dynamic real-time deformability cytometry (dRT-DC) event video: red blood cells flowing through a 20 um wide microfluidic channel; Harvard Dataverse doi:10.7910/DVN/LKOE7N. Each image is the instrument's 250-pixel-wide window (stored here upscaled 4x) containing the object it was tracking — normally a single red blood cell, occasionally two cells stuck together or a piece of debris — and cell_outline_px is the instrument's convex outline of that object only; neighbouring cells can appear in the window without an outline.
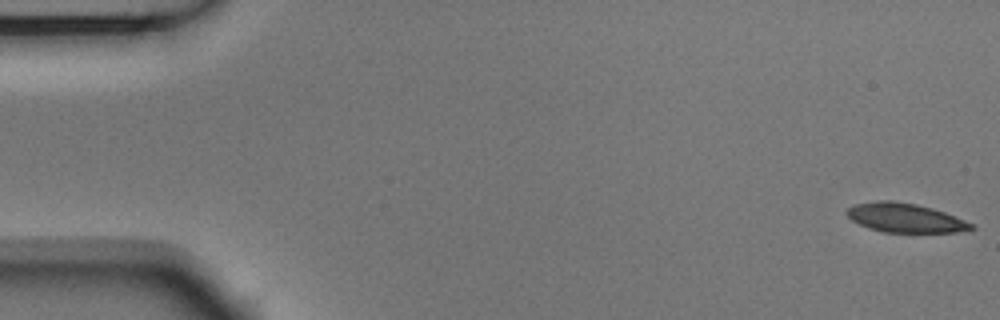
{"species": "Egyptian fruit bat (a non-hibernating species)", "species_latin": "Rousettus aegyptiacus", "temperature_condition": "room temperature", "stored_images_in_passage": 54, "camera_frame_rate_fps": 3000, "um_per_image_px": 0.085, "animal": {"sex": "male"}, "frame": {"image": 1, "passage_image": 1, "time_ms": 0.0, "image_size_px": [1000, 320], "cell_outline_px": [[976, 228], [956, 232], [884, 232], [868, 228], [852, 220], [844, 212], [852, 204], [876, 200], [892, 200], [916, 204], [932, 208], [944, 212], [976, 224]], "centroid_in_image_um": [76.92, 18.5], "position_along_channel_um": 8.1, "area_um2": 21.27}}
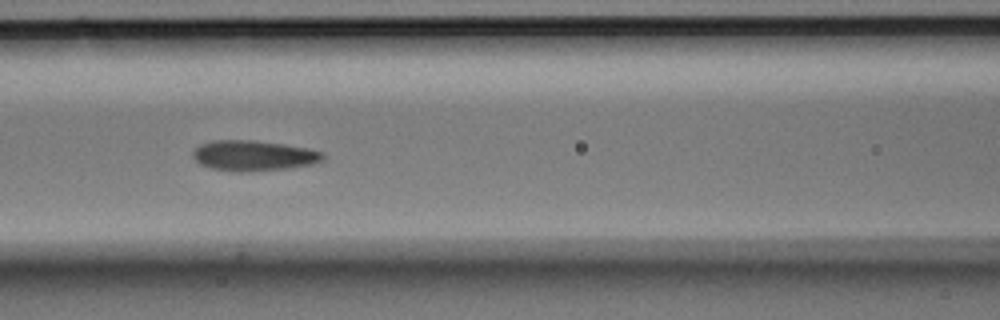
{"frame": {"image": 2, "passage_image": 23, "time_ms": 7.333, "image_size_px": [1000, 320], "cell_outline_px": [[324, 156], [320, 160], [312, 164], [288, 168], [240, 172], [212, 168], [200, 164], [192, 156], [192, 152], [200, 144], [212, 140], [256, 140], [284, 144], [308, 148], [324, 152]], "centroid_in_image_um": [21.54, 13.21], "position_along_channel_um": 145.1, "area_um2": 22.95}}
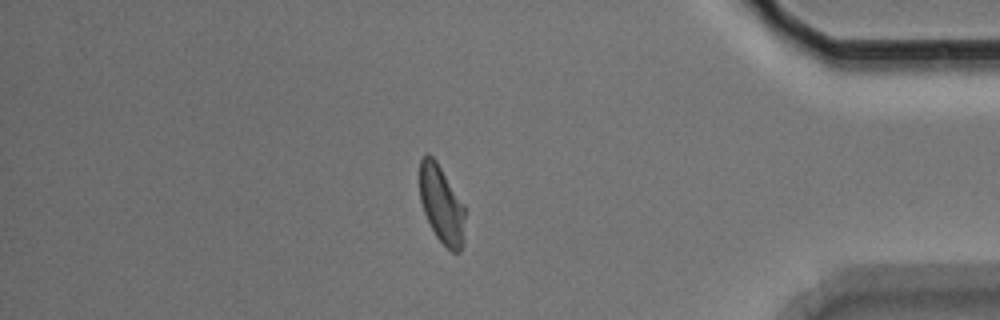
{"frame": {"image": 3, "passage_image": 46, "time_ms": 15.0, "image_size_px": [1000, 320], "cell_outline_px": [[464, 216], [460, 252], [452, 252], [436, 236], [424, 212], [420, 200], [420, 160], [428, 152], [436, 160], [464, 204]], "centroid_in_image_um": [37.51, 17.32], "position_along_channel_um": 397.7, "area_um2": 20.06}, "authors_computed_cell_mechanics": {"area_um2": 22.2241, "velocity_mm_per_s": 3.7285, "shape_relaxation_time_tau1_ms": 3.5852, "shape_relaxation_time_tau2_ms": 2.0788, "deformation_change_tau1": 0.1465, "deformation_change_tau2": 0.1008}}